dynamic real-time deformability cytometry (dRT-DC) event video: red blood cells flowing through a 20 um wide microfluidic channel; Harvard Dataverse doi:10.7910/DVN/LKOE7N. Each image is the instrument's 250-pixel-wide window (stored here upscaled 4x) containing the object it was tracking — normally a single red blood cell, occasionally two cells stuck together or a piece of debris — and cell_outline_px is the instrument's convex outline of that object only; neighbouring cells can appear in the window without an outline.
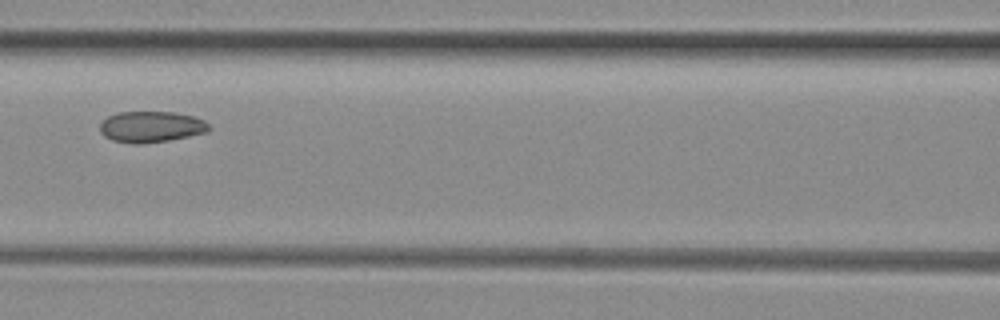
{"species": "common noctule bat (a hibernating species)", "species_latin": "Nyctalus noctula", "temperature_condition": "room temperature", "stored_images_in_passage": 5, "camera_frame_rate_fps": 3000, "um_per_image_px": 0.085, "animal": {"sex": "female", "body_mass_g": 29.2, "forearm_length_mm": 56.3}, "frame": {"image": 1, "passage_image": 4, "time_ms": 1.0, "image_size_px": [1000, 320], "cell_outline_px": [[208, 132], [168, 140], [140, 144], [132, 144], [112, 140], [104, 136], [100, 132], [100, 124], [108, 116], [120, 112], [176, 112], [192, 116], [204, 120], [208, 124]], "centroid_in_image_um": [12.82, 10.78], "position_along_channel_um": 153.8, "area_um2": 19.65}}
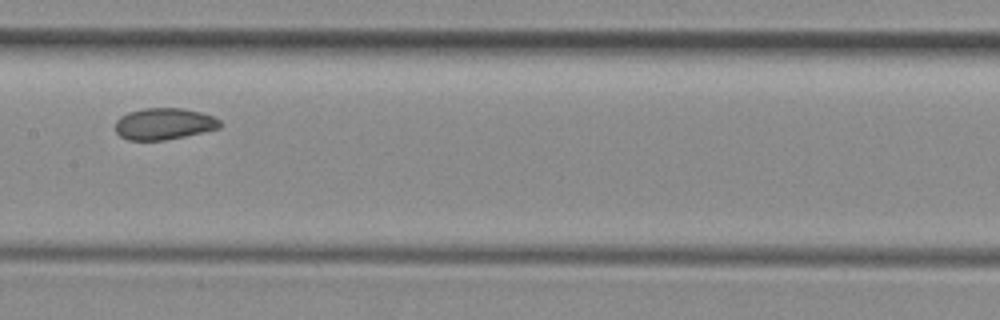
{"frame": {"image": 2, "passage_image": 5, "time_ms": 1.333, "image_size_px": [1000, 320], "cell_outline_px": [[224, 124], [220, 128], [184, 136], [164, 140], [128, 140], [120, 136], [116, 132], [116, 120], [120, 116], [128, 112], [144, 108], [180, 108], [200, 112], [212, 116], [220, 120]], "centroid_in_image_um": [13.94, 10.52], "position_along_channel_um": 193.5, "area_um2": 19.25}}